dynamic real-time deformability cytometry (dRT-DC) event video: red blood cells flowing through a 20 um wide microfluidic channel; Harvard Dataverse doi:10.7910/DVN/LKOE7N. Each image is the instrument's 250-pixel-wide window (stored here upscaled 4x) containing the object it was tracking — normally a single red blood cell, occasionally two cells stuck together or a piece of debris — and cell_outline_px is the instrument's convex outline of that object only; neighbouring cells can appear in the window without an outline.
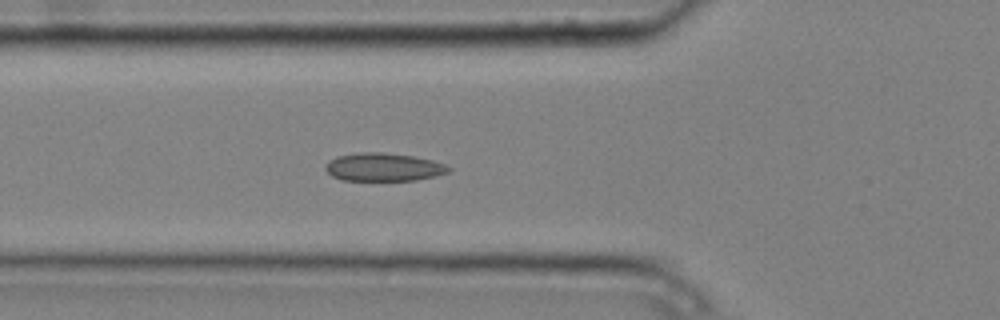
{"species": "common noctule bat (a hibernating species)", "species_latin": "Nyctalus noctula", "temperature_condition": "cold", "stored_images_in_passage": 6, "camera_frame_rate_fps": 3000, "um_per_image_px": 0.085, "animal": {"sex": "male", "body_mass_g": 20.4}, "frame": {"image": 1, "passage_image": 6, "time_ms": 1.667, "image_size_px": [1000, 320], "cell_outline_px": [[452, 168], [448, 172], [436, 176], [416, 180], [340, 180], [332, 176], [324, 168], [324, 164], [328, 160], [336, 156], [364, 152], [380, 152], [412, 156], [432, 160], [444, 164]], "centroid_in_image_um": [32.57, 14.2], "position_along_channel_um": 93.2, "area_um2": 20.17}}